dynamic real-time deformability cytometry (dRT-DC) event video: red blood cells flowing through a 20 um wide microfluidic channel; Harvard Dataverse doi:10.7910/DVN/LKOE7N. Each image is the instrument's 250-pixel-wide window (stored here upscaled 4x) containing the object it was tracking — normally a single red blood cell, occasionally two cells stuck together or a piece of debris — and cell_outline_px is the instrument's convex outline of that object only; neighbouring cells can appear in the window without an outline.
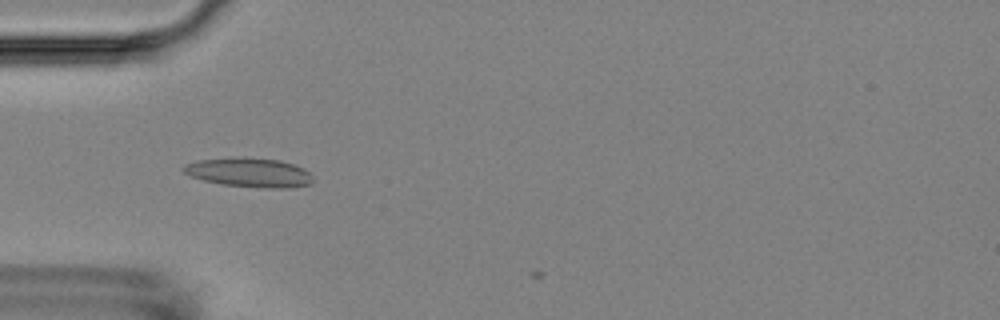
{"species": "Egyptian fruit bat (a non-hibernating species)", "species_latin": "Rousettus aegyptiacus", "temperature_condition": "room temperature", "stored_images_in_passage": 5, "camera_frame_rate_fps": 3000, "um_per_image_px": 0.085, "animal": {"sex": "female"}, "frame": {"image": 1, "passage_image": 5, "time_ms": 4.333, "image_size_px": [1000, 320], "cell_outline_px": [[312, 184], [292, 188], [264, 188], [220, 184], [204, 180], [192, 176], [184, 172], [180, 168], [184, 164], [200, 160], [244, 156], [280, 160], [304, 168], [312, 176]], "centroid_in_image_um": [21.21, 14.66], "position_along_channel_um": 63.8, "area_um2": 22.25}}